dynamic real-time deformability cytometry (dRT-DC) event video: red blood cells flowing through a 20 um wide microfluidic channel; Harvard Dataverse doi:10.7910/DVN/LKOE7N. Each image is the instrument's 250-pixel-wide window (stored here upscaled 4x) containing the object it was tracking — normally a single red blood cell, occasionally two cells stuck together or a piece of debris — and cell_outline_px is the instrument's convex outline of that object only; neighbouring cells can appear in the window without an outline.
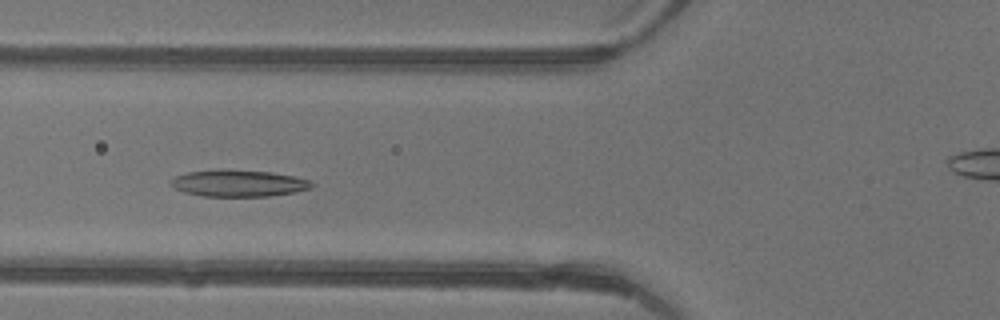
{"species": "common noctule bat (a hibernating species)", "species_latin": "Nyctalus noctula", "temperature_condition": "warm", "stored_images_in_passage": 45, "camera_frame_rate_fps": 3000, "um_per_image_px": 0.085, "animal": {"sex": "female"}, "frame": {"image": 1, "passage_image": 16, "time_ms": 5.0, "image_size_px": [1000, 320], "cell_outline_px": [[316, 184], [312, 188], [292, 192], [268, 196], [204, 196], [184, 192], [168, 184], [168, 180], [176, 176], [188, 172], [216, 168], [268, 172], [292, 176], [312, 180]], "centroid_in_image_um": [20.24, 15.56], "position_along_channel_um": 105.6, "area_um2": 22.08}}
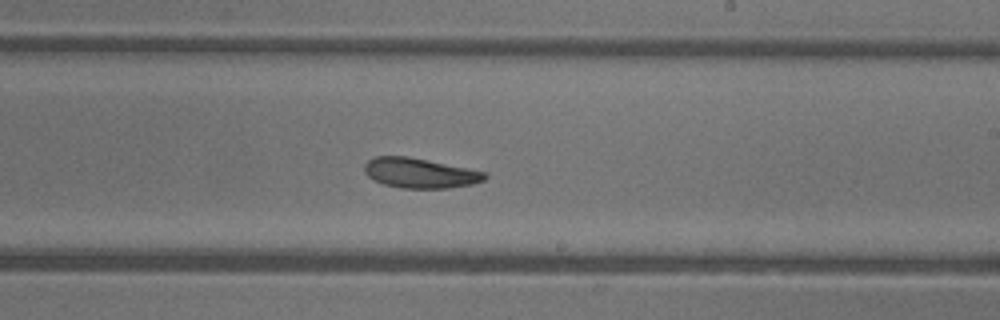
{"frame": {"image": 2, "passage_image": 26, "time_ms": 8.333, "image_size_px": [1000, 320], "cell_outline_px": [[488, 176], [484, 180], [472, 184], [448, 188], [400, 188], [384, 184], [372, 180], [364, 172], [364, 164], [368, 160], [376, 156], [408, 156], [488, 172]], "centroid_in_image_um": [35.69, 14.71], "position_along_channel_um": 253.3, "area_um2": 21.15}}
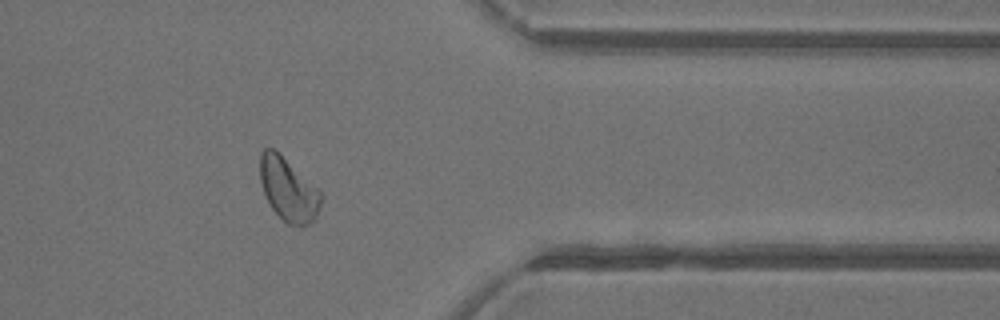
{"frame": {"image": 3, "passage_image": 36, "time_ms": 11.667, "image_size_px": [1000, 320], "cell_outline_px": [[324, 196], [320, 208], [316, 216], [308, 224], [300, 228], [288, 224], [272, 208], [264, 192], [260, 180], [260, 152], [264, 148], [272, 148], [316, 188]], "centroid_in_image_um": [24.51, 16.15], "position_along_channel_um": 386.9, "area_um2": 21.85}, "authors_computed_cell_mechanics": {"area_um2": 22.6576, "velocity_mm_per_s": 4.4371, "shape_relaxation_time_tau1_ms": 5.8546, "shape_relaxation_time_tau2_ms": 3.1264, "deformation_change_tau1": 0.1703, "deformation_change_tau2": 0.1}}